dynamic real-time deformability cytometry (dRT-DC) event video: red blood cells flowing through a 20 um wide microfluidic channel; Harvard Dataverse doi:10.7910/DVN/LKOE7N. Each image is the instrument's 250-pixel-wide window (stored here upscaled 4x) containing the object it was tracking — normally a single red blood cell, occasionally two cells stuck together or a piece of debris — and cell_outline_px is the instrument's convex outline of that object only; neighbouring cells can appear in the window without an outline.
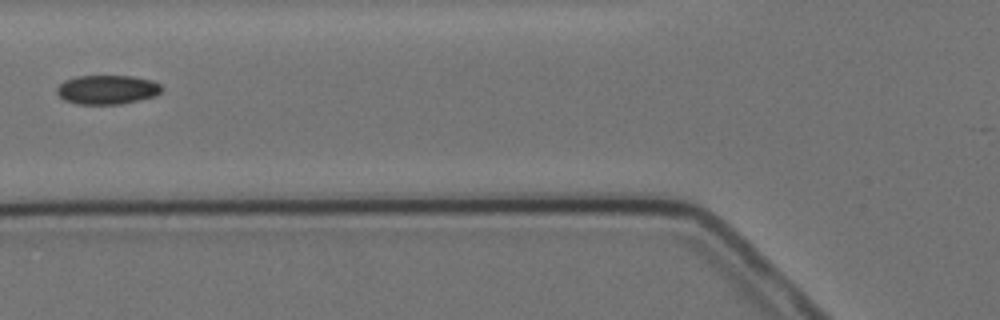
{"species": "Egyptian fruit bat (a non-hibernating species)", "species_latin": "Rousettus aegyptiacus", "temperature_condition": "cold", "stored_images_in_passage": 10, "segment_of_instrument_passage": [2, 2], "camera_frame_rate_fps": 3000, "um_per_image_px": 0.085, "animal": {"sex": "female"}, "frame": {"image": 1, "passage_image": 5, "time_ms": 4.667, "image_size_px": [1000, 320], "cell_outline_px": [[164, 88], [156, 96], [120, 104], [76, 104], [64, 100], [56, 92], [56, 88], [64, 80], [76, 76], [132, 76], [152, 80], [160, 84]], "centroid_in_image_um": [9.11, 7.62], "position_along_channel_um": 116.7, "area_um2": 17.92}}
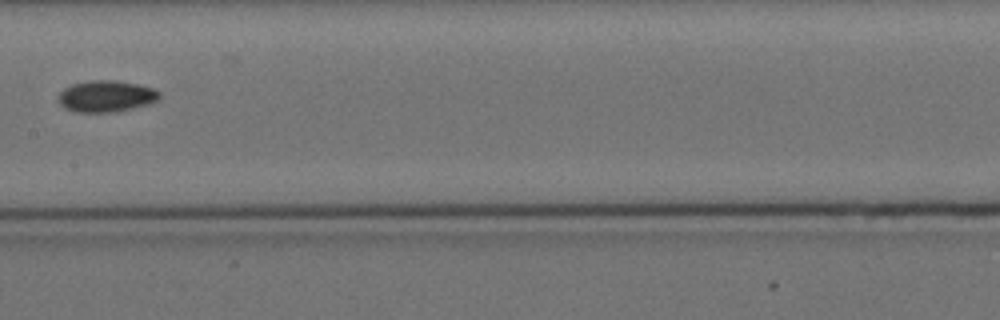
{"frame": {"image": 2, "passage_image": 7, "time_ms": 7.0, "image_size_px": [1000, 320], "cell_outline_px": [[160, 100], [148, 104], [116, 112], [76, 112], [64, 108], [60, 104], [60, 92], [64, 88], [72, 84], [88, 80], [112, 80], [140, 84], [156, 88], [160, 92]], "centroid_in_image_um": [9.07, 8.17], "position_along_channel_um": 198.3, "area_um2": 18.73}}
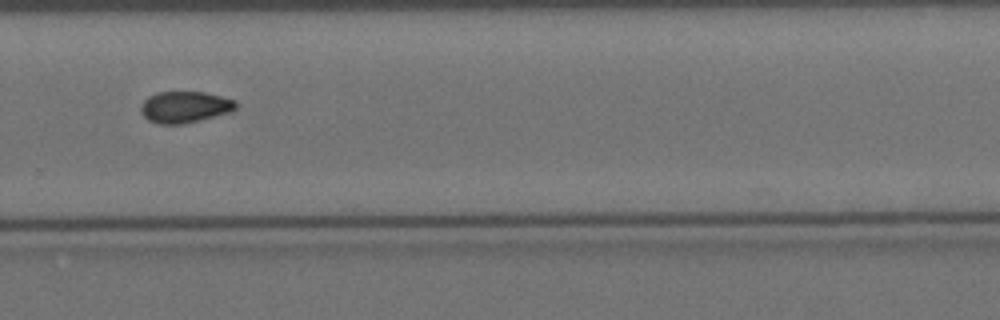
{"frame": {"image": 3, "passage_image": 10, "time_ms": 10.333, "image_size_px": [1000, 320], "cell_outline_px": [[236, 108], [228, 112], [200, 120], [184, 124], [160, 124], [148, 120], [140, 112], [140, 104], [148, 96], [156, 92], [204, 92], [236, 100]], "centroid_in_image_um": [15.66, 9.09], "position_along_channel_um": 314.1, "area_um2": 17.4}}